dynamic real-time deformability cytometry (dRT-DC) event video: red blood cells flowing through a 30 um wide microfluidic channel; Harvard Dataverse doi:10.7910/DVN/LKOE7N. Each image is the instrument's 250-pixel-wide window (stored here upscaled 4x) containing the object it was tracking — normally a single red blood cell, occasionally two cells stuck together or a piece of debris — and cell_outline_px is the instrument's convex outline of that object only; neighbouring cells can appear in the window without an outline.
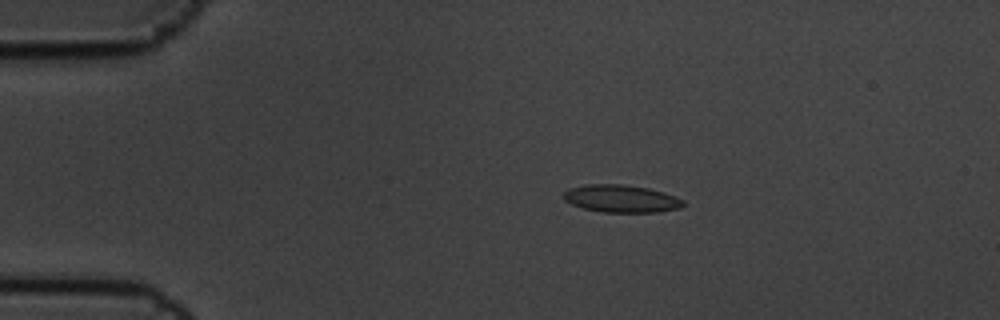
{"species": "common noctule bat (a hibernating species)", "species_latin": "Nyctalus noctula", "temperature_condition": "cold", "stored_images_in_passage": 6, "camera_frame_rate_fps": 3000, "um_per_image_px": 0.085, "animal": {"sex": "male", "body_mass_g": 19.5, "forearm_length_mm": 54.6}, "frame": {"image": 1, "passage_image": 3, "time_ms": 0.667, "image_size_px": [1000, 320], "cell_outline_px": [[684, 204], [680, 208], [656, 212], [600, 212], [584, 208], [572, 204], [564, 200], [564, 192], [568, 188], [584, 184], [620, 184], [648, 188], [664, 192], [676, 196], [684, 200]], "centroid_in_image_um": [52.8, 16.88], "position_along_channel_um": 32.2, "area_um2": 19.25}}
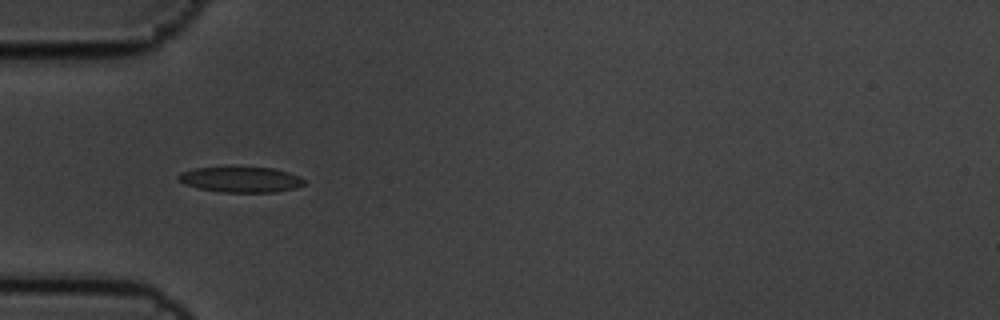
{"frame": {"image": 2, "passage_image": 5, "time_ms": 1.333, "image_size_px": [1000, 320], "cell_outline_px": [[304, 184], [292, 188], [276, 192], [220, 192], [200, 188], [184, 184], [176, 180], [176, 176], [180, 172], [192, 168], [272, 168], [288, 172], [300, 176], [304, 180]], "centroid_in_image_um": [20.41, 15.26], "position_along_channel_um": 64.6, "area_um2": 18.5}}
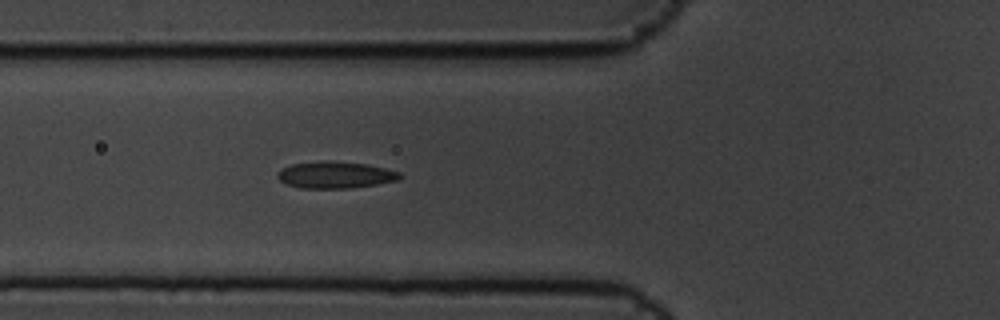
{"frame": {"image": 3, "passage_image": 6, "time_ms": 1.667, "image_size_px": [1000, 320], "cell_outline_px": [[400, 180], [352, 188], [300, 188], [284, 184], [276, 176], [276, 172], [292, 164], [320, 160], [332, 160], [368, 164], [400, 172]], "centroid_in_image_um": [28.47, 14.86], "position_along_channel_um": 97.3, "area_um2": 19.31}}